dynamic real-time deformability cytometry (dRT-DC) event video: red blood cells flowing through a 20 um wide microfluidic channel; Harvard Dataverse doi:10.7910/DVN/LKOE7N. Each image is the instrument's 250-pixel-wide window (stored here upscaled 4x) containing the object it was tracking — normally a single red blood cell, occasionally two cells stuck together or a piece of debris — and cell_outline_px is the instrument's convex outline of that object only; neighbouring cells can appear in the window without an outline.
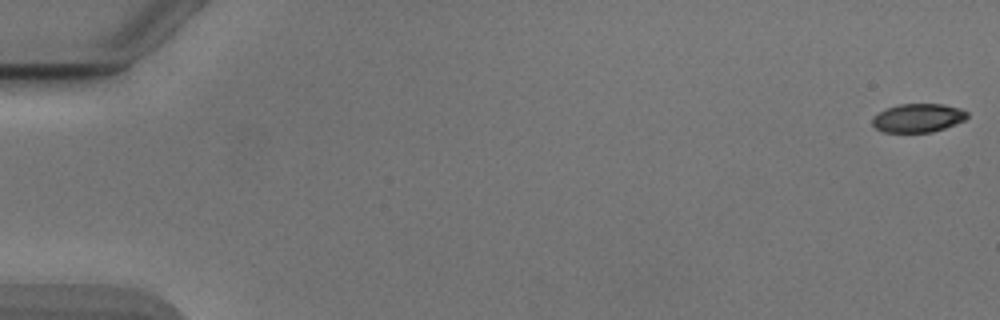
{"species": "Egyptian fruit bat (a non-hibernating species)", "species_latin": "Rousettus aegyptiacus", "temperature_condition": "cold", "stored_images_in_passage": 19, "camera_frame_rate_fps": 3000, "um_per_image_px": 0.085, "animal": {"sex": "male"}, "frame": {"image": 1, "passage_image": 1, "time_ms": 0.0, "image_size_px": [1000, 320], "cell_outline_px": [[968, 116], [964, 120], [944, 128], [932, 132], [884, 132], [876, 128], [872, 124], [872, 116], [884, 108], [900, 104], [944, 104], [960, 108], [968, 112]], "centroid_in_image_um": [78.0, 10.01], "position_along_channel_um": 7.0, "area_um2": 15.9}}
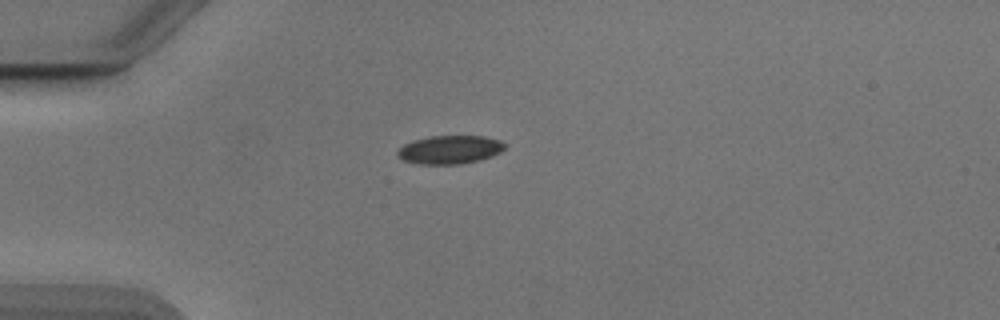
{"frame": {"image": 2, "passage_image": 15, "time_ms": 4.667, "image_size_px": [1000, 320], "cell_outline_px": [[504, 148], [500, 152], [492, 156], [480, 160], [460, 164], [420, 164], [404, 160], [396, 152], [404, 144], [412, 140], [428, 136], [484, 136], [500, 140], [504, 144]], "centroid_in_image_um": [38.24, 12.71], "position_along_channel_um": 46.8, "area_um2": 17.69}}
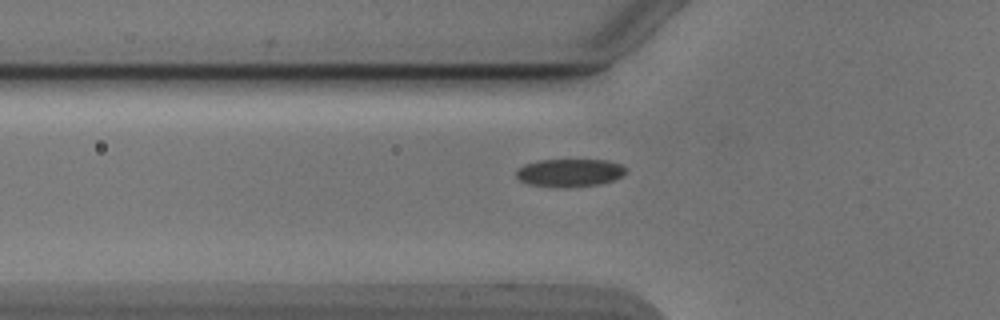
{"frame": {"image": 3, "passage_image": 19, "time_ms": 6.0, "image_size_px": [1000, 320], "cell_outline_px": [[624, 172], [620, 176], [612, 180], [600, 184], [528, 184], [520, 180], [516, 176], [516, 172], [524, 164], [536, 160], [608, 160], [620, 164], [624, 168]], "centroid_in_image_um": [48.4, 14.62], "position_along_channel_um": 77.4, "area_um2": 16.65}}